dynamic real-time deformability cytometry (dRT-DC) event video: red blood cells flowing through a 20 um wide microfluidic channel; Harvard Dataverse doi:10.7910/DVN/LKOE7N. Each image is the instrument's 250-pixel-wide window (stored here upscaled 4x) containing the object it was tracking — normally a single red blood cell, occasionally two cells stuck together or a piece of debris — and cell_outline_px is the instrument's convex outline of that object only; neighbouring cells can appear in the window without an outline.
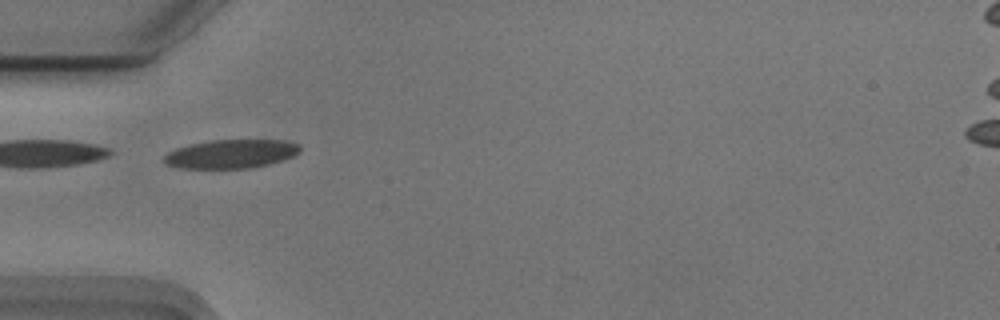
{"species": "Egyptian fruit bat (a non-hibernating species)", "species_latin": "Rousettus aegyptiacus", "temperature_condition": "cold", "stored_images_in_passage": 34, "camera_frame_rate_fps": 3000, "um_per_image_px": 0.085, "animal": {"sex": "male"}, "frame": {"image": 1, "passage_image": 1, "time_ms": 0.0, "image_size_px": [1000, 320], "cell_outline_px": [[300, 148], [292, 156], [268, 164], [252, 168], [180, 168], [164, 164], [164, 156], [168, 152], [176, 148], [192, 144], [212, 140], [280, 140], [300, 144]], "centroid_in_image_um": [19.59, 13.08], "position_along_channel_um": 65.4, "area_um2": 22.48}, "authors_computed_cell_mechanics": {"area_um2": 22.2241, "velocity_mm_per_s": 3.7333, "shape_relaxation_time_tau1_ms": 3.6791, "shape_relaxation_time_tau2_ms": 2.2323, "deformation_change_tau1": 0.1459, "deformation_change_tau2": 0.066}}